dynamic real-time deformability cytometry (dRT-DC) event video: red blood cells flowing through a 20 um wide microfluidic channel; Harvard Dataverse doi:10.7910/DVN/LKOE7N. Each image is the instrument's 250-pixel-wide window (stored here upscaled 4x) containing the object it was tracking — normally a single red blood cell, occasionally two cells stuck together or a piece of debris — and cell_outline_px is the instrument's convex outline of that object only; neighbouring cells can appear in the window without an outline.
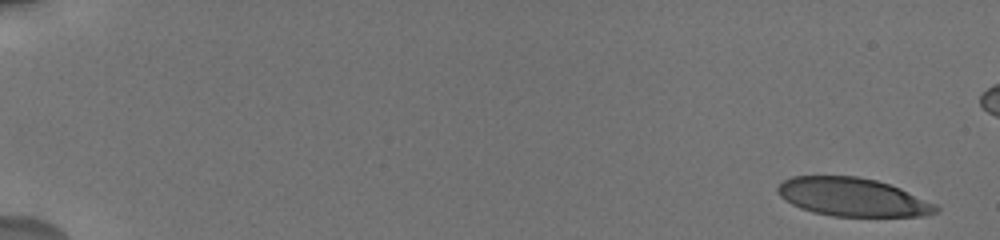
{"species": "human", "species_latin": "Homo sapiens", "temperature_condition": "cold", "stored_images_in_passage": 7, "camera_frame_rate_fps": 3000, "um_per_image_px": 0.085, "donor": {"sex": "male"}, "frame": {"image": 1, "passage_image": 1, "time_ms": 0.0, "image_size_px": [1000, 240], "cell_outline_px": [[940, 208], [936, 212], [924, 216], [832, 216], [812, 212], [800, 208], [792, 204], [780, 196], [776, 188], [784, 180], [792, 176], [856, 176], [876, 180], [900, 188], [936, 204]], "centroid_in_image_um": [72.46, 16.75], "position_along_channel_um": 12.5, "area_um2": 35.26}}
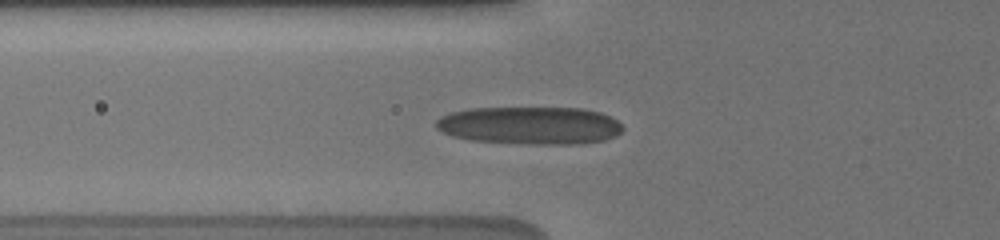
{"frame": {"image": 2, "passage_image": 7, "time_ms": 6.667, "image_size_px": [1000, 240], "cell_outline_px": [[624, 128], [616, 136], [604, 140], [580, 144], [532, 144], [468, 140], [452, 136], [436, 128], [436, 120], [440, 116], [452, 112], [472, 108], [580, 108], [600, 112], [616, 120]], "centroid_in_image_um": [45.04, 10.67], "position_along_channel_um": 80.8, "area_um2": 41.1}}